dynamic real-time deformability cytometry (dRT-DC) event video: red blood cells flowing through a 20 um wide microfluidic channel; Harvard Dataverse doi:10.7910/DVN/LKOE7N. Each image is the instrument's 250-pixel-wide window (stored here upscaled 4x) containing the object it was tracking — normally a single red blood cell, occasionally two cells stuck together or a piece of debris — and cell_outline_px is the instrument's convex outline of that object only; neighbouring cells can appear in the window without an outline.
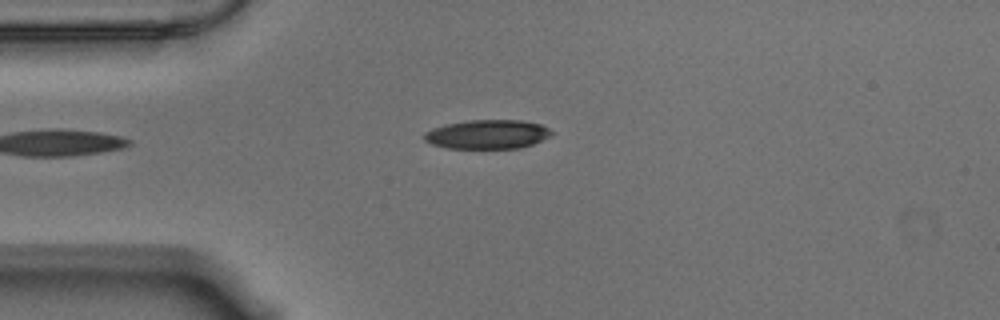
{"species": "Egyptian fruit bat (a non-hibernating species)", "species_latin": "Rousettus aegyptiacus", "temperature_condition": "warm", "stored_images_in_passage": 35, "camera_frame_rate_fps": 3000, "um_per_image_px": 0.085, "animal": {"sex": "male"}, "frame": {"image": 1, "passage_image": 1, "time_ms": 0.0, "image_size_px": [1000, 320], "cell_outline_px": [[552, 136], [532, 144], [520, 148], [448, 148], [432, 144], [424, 140], [424, 132], [432, 128], [448, 124], [468, 120], [520, 120], [540, 124], [548, 128], [552, 132]], "centroid_in_image_um": [41.44, 11.41], "position_along_channel_um": 43.6, "area_um2": 21.5}}
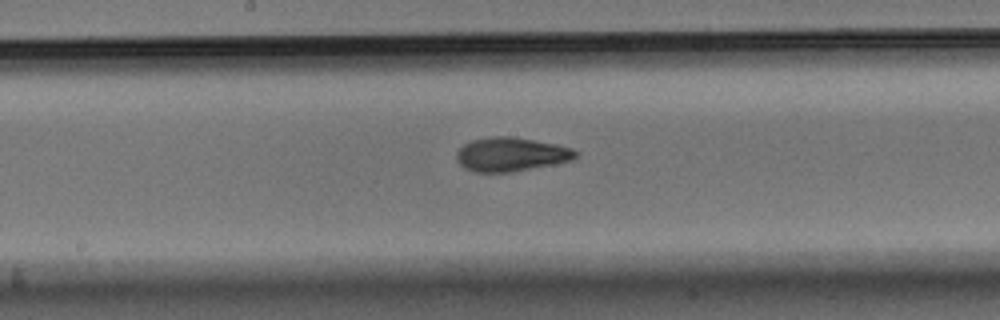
{"frame": {"image": 2, "passage_image": 16, "time_ms": 5.0, "image_size_px": [1000, 320], "cell_outline_px": [[580, 152], [572, 160], [512, 172], [476, 172], [464, 168], [456, 160], [456, 152], [464, 144], [472, 140], [496, 136], [512, 136], [556, 144], [572, 148]], "centroid_in_image_um": [43.43, 13.12], "position_along_channel_um": 204.8, "area_um2": 23.47}}
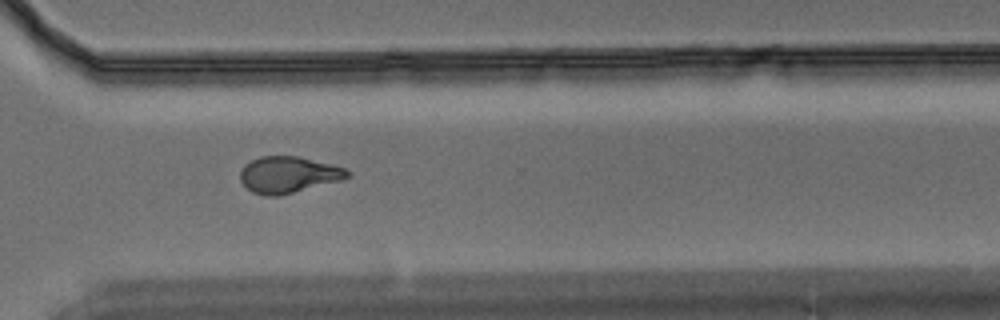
{"frame": {"image": 3, "passage_image": 28, "time_ms": 9.0, "image_size_px": [1000, 320], "cell_outline_px": [[352, 176], [340, 180], [276, 196], [268, 196], [252, 192], [240, 180], [240, 172], [244, 164], [260, 156], [300, 156], [332, 164], [344, 168], [352, 172]], "centroid_in_image_um": [24.52, 14.82], "position_along_channel_um": 346.1, "area_um2": 22.6}, "authors_computed_cell_mechanics": {"area_um2": 22.831, "velocity_mm_per_s": 3.5416, "shape_relaxation_time_tau1_ms": 6.066, "shape_relaxation_time_tau2_ms": 2.1527, "deformation_change_tau1": 0.1941, "deformation_change_tau2": 0.0927}}